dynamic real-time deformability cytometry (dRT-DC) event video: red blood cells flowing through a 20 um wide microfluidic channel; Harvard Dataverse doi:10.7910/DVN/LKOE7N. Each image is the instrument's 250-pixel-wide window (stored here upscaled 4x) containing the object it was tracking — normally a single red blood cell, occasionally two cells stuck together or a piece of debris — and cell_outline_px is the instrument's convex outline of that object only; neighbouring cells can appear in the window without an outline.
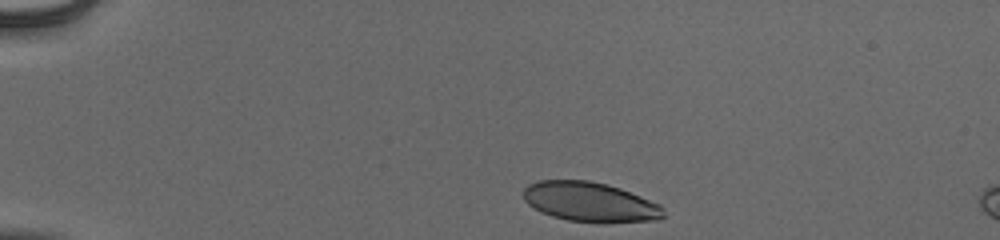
{"species": "human", "species_latin": "Homo sapiens", "temperature_condition": "cold", "stored_images_in_passage": 37, "camera_frame_rate_fps": 3000, "um_per_image_px": 0.085, "donor": {"sex": "male"}, "frame": {"image": 1, "passage_image": 1, "time_ms": 0.0, "image_size_px": [1000, 240], "cell_outline_px": [[664, 216], [660, 220], [568, 220], [552, 216], [540, 212], [528, 204], [524, 200], [524, 188], [528, 184], [540, 180], [588, 180], [608, 184], [620, 188], [660, 204], [664, 212]], "centroid_in_image_um": [50.1, 17.12], "position_along_channel_um": 34.9, "area_um2": 31.5}}
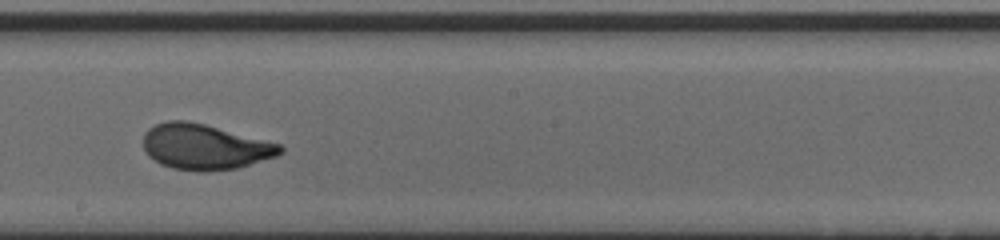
{"frame": {"image": 2, "passage_image": 22, "time_ms": 7.0, "image_size_px": [1000, 240], "cell_outline_px": [[284, 152], [276, 156], [236, 168], [208, 172], [200, 172], [172, 168], [160, 164], [148, 156], [144, 148], [144, 132], [148, 128], [156, 124], [168, 120], [188, 120], [204, 124], [280, 144], [284, 148]], "centroid_in_image_um": [17.37, 12.49], "position_along_channel_um": 230.8, "area_um2": 36.24}}
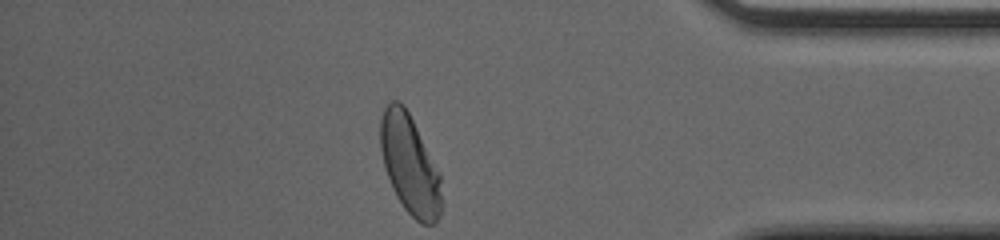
{"frame": {"image": 3, "passage_image": 37, "time_ms": 12.0, "image_size_px": [1000, 240], "cell_outline_px": [[440, 216], [432, 224], [420, 224], [404, 208], [396, 196], [392, 188], [384, 168], [380, 148], [380, 120], [384, 108], [392, 100], [400, 100], [404, 104], [440, 172]], "centroid_in_image_um": [34.8, 13.97], "position_along_channel_um": 400.4, "area_um2": 35.26}, "authors_computed_cell_mechanics": {"area_um2": 35.258, "velocity_mm_per_s": 3.8739, "shape_relaxation_time_tau1_ms": 3.695, "shape_relaxation_time_tau2_ms": null, "deformation_change_tau1": 0.1597, "deformation_change_tau2": null}}